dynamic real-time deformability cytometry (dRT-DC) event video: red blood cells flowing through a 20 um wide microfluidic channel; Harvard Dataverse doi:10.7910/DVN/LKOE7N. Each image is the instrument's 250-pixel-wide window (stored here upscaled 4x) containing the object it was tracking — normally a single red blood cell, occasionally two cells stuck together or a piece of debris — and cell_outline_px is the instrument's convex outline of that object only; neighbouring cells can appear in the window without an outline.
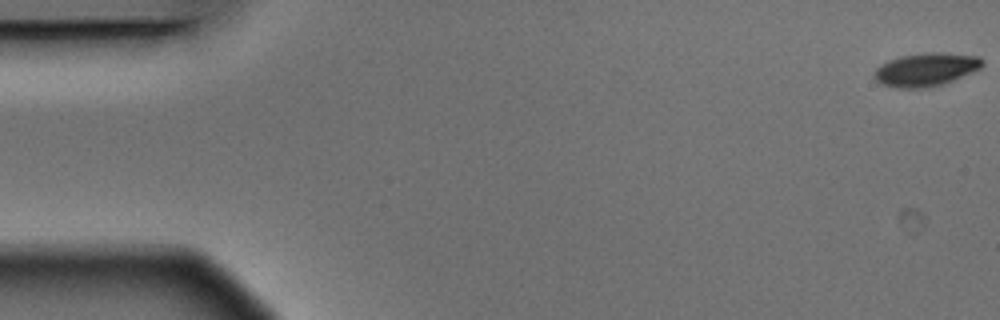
{"species": "Egyptian fruit bat (a non-hibernating species)", "species_latin": "Rousettus aegyptiacus", "temperature_condition": "warm", "stored_images_in_passage": 5, "camera_frame_rate_fps": 3000, "um_per_image_px": 0.085, "animal": {"sex": "male"}, "frame": {"image": 1, "passage_image": 1, "time_ms": 0.0, "image_size_px": [1000, 320], "cell_outline_px": [[984, 64], [980, 68], [944, 84], [928, 88], [896, 88], [880, 84], [876, 80], [872, 72], [880, 64], [888, 60], [900, 56], [924, 52], [940, 52], [980, 56], [984, 60]], "centroid_in_image_um": [78.68, 5.91], "position_along_channel_um": 6.3, "area_um2": 21.27}}
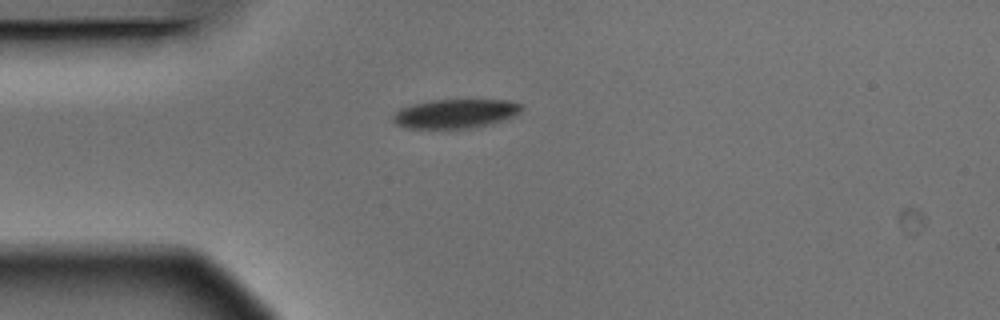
{"frame": {"image": 2, "passage_image": 5, "time_ms": 1.333, "image_size_px": [1000, 320], "cell_outline_px": [[524, 108], [516, 116], [488, 124], [468, 128], [408, 128], [396, 124], [392, 120], [392, 116], [400, 108], [412, 104], [432, 100], [508, 100], [524, 104]], "centroid_in_image_um": [38.73, 9.65], "position_along_channel_um": 46.3, "area_um2": 21.79}}